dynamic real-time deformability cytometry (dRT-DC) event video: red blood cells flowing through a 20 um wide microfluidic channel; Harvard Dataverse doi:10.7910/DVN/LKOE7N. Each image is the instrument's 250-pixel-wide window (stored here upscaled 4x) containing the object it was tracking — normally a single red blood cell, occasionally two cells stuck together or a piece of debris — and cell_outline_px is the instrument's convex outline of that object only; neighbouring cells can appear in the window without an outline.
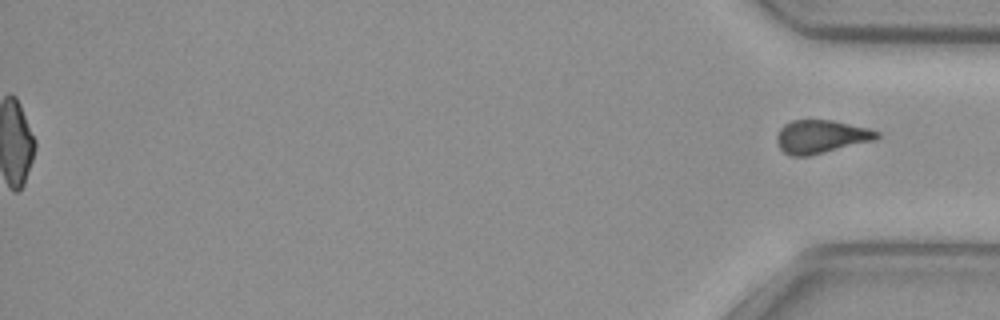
{"species": "common noctule bat (a hibernating species)", "species_latin": "Nyctalus noctula", "temperature_condition": "cold", "stored_images_in_passage": 50, "segment_of_instrument_passage": [2, 2], "camera_frame_rate_fps": 3000, "um_per_image_px": 0.085, "animal": {"sex": "female", "body_mass_g": 29.2, "forearm_length_mm": 56.3}, "frame": {"image": 1, "passage_image": 50, "time_ms": 16.333, "image_size_px": [1000, 320], "cell_outline_px": [[880, 136], [876, 140], [808, 156], [792, 156], [784, 152], [780, 148], [776, 140], [776, 136], [780, 128], [784, 124], [792, 120], [832, 120], [868, 128], [880, 132]], "centroid_in_image_um": [69.79, 11.61], "position_along_channel_um": 365.4, "area_um2": 19.42}}